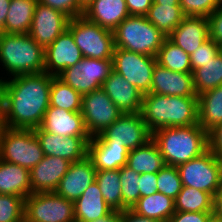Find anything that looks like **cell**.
Returning <instances> with one entry per match:
<instances>
[{
	"label": "cell",
	"mask_w": 222,
	"mask_h": 222,
	"mask_svg": "<svg viewBox=\"0 0 222 222\" xmlns=\"http://www.w3.org/2000/svg\"><path fill=\"white\" fill-rule=\"evenodd\" d=\"M54 76L48 73L0 79V125L11 129L39 128L50 106Z\"/></svg>",
	"instance_id": "1"
},
{
	"label": "cell",
	"mask_w": 222,
	"mask_h": 222,
	"mask_svg": "<svg viewBox=\"0 0 222 222\" xmlns=\"http://www.w3.org/2000/svg\"><path fill=\"white\" fill-rule=\"evenodd\" d=\"M149 131L198 124V97L143 95L140 111Z\"/></svg>",
	"instance_id": "2"
},
{
	"label": "cell",
	"mask_w": 222,
	"mask_h": 222,
	"mask_svg": "<svg viewBox=\"0 0 222 222\" xmlns=\"http://www.w3.org/2000/svg\"><path fill=\"white\" fill-rule=\"evenodd\" d=\"M167 166L177 167L208 150V132L199 124L187 127H164L152 133Z\"/></svg>",
	"instance_id": "3"
},
{
	"label": "cell",
	"mask_w": 222,
	"mask_h": 222,
	"mask_svg": "<svg viewBox=\"0 0 222 222\" xmlns=\"http://www.w3.org/2000/svg\"><path fill=\"white\" fill-rule=\"evenodd\" d=\"M0 62L11 75L39 74L44 72V48L29 34L0 32Z\"/></svg>",
	"instance_id": "4"
},
{
	"label": "cell",
	"mask_w": 222,
	"mask_h": 222,
	"mask_svg": "<svg viewBox=\"0 0 222 222\" xmlns=\"http://www.w3.org/2000/svg\"><path fill=\"white\" fill-rule=\"evenodd\" d=\"M115 47L156 57L167 38L146 16H128L114 30Z\"/></svg>",
	"instance_id": "5"
},
{
	"label": "cell",
	"mask_w": 222,
	"mask_h": 222,
	"mask_svg": "<svg viewBox=\"0 0 222 222\" xmlns=\"http://www.w3.org/2000/svg\"><path fill=\"white\" fill-rule=\"evenodd\" d=\"M44 157L34 129H11L0 125V159L29 171Z\"/></svg>",
	"instance_id": "6"
},
{
	"label": "cell",
	"mask_w": 222,
	"mask_h": 222,
	"mask_svg": "<svg viewBox=\"0 0 222 222\" xmlns=\"http://www.w3.org/2000/svg\"><path fill=\"white\" fill-rule=\"evenodd\" d=\"M67 29L83 57L112 59L115 49L113 31L89 21L84 15L70 19Z\"/></svg>",
	"instance_id": "7"
},
{
	"label": "cell",
	"mask_w": 222,
	"mask_h": 222,
	"mask_svg": "<svg viewBox=\"0 0 222 222\" xmlns=\"http://www.w3.org/2000/svg\"><path fill=\"white\" fill-rule=\"evenodd\" d=\"M24 218L29 222H76L74 202L55 192L31 193L25 198Z\"/></svg>",
	"instance_id": "8"
},
{
	"label": "cell",
	"mask_w": 222,
	"mask_h": 222,
	"mask_svg": "<svg viewBox=\"0 0 222 222\" xmlns=\"http://www.w3.org/2000/svg\"><path fill=\"white\" fill-rule=\"evenodd\" d=\"M112 70V59L83 57L57 77L83 96L101 88Z\"/></svg>",
	"instance_id": "9"
},
{
	"label": "cell",
	"mask_w": 222,
	"mask_h": 222,
	"mask_svg": "<svg viewBox=\"0 0 222 222\" xmlns=\"http://www.w3.org/2000/svg\"><path fill=\"white\" fill-rule=\"evenodd\" d=\"M156 57L126 51L115 47L112 56L113 71L122 75L143 95L150 93Z\"/></svg>",
	"instance_id": "10"
},
{
	"label": "cell",
	"mask_w": 222,
	"mask_h": 222,
	"mask_svg": "<svg viewBox=\"0 0 222 222\" xmlns=\"http://www.w3.org/2000/svg\"><path fill=\"white\" fill-rule=\"evenodd\" d=\"M177 169L183 186L193 187L214 196L221 185L217 156L209 149L180 164Z\"/></svg>",
	"instance_id": "11"
},
{
	"label": "cell",
	"mask_w": 222,
	"mask_h": 222,
	"mask_svg": "<svg viewBox=\"0 0 222 222\" xmlns=\"http://www.w3.org/2000/svg\"><path fill=\"white\" fill-rule=\"evenodd\" d=\"M81 114L88 134L93 137L103 132L124 113L99 88L82 96Z\"/></svg>",
	"instance_id": "12"
},
{
	"label": "cell",
	"mask_w": 222,
	"mask_h": 222,
	"mask_svg": "<svg viewBox=\"0 0 222 222\" xmlns=\"http://www.w3.org/2000/svg\"><path fill=\"white\" fill-rule=\"evenodd\" d=\"M99 136L107 144H117L129 151L145 145L152 139V133L144 122L141 113L122 114Z\"/></svg>",
	"instance_id": "13"
},
{
	"label": "cell",
	"mask_w": 222,
	"mask_h": 222,
	"mask_svg": "<svg viewBox=\"0 0 222 222\" xmlns=\"http://www.w3.org/2000/svg\"><path fill=\"white\" fill-rule=\"evenodd\" d=\"M70 19L63 12L38 2L28 34L45 49L68 28Z\"/></svg>",
	"instance_id": "14"
},
{
	"label": "cell",
	"mask_w": 222,
	"mask_h": 222,
	"mask_svg": "<svg viewBox=\"0 0 222 222\" xmlns=\"http://www.w3.org/2000/svg\"><path fill=\"white\" fill-rule=\"evenodd\" d=\"M34 132L40 142L44 156L61 157L70 162L80 161L87 156L88 142L91 137H63L46 132L40 127L35 128Z\"/></svg>",
	"instance_id": "15"
},
{
	"label": "cell",
	"mask_w": 222,
	"mask_h": 222,
	"mask_svg": "<svg viewBox=\"0 0 222 222\" xmlns=\"http://www.w3.org/2000/svg\"><path fill=\"white\" fill-rule=\"evenodd\" d=\"M44 72L57 77L66 68L77 64L83 55L66 29L45 49Z\"/></svg>",
	"instance_id": "16"
},
{
	"label": "cell",
	"mask_w": 222,
	"mask_h": 222,
	"mask_svg": "<svg viewBox=\"0 0 222 222\" xmlns=\"http://www.w3.org/2000/svg\"><path fill=\"white\" fill-rule=\"evenodd\" d=\"M96 173L97 170L88 156L80 161L71 162L68 171L54 192L75 202L85 189L96 181Z\"/></svg>",
	"instance_id": "17"
},
{
	"label": "cell",
	"mask_w": 222,
	"mask_h": 222,
	"mask_svg": "<svg viewBox=\"0 0 222 222\" xmlns=\"http://www.w3.org/2000/svg\"><path fill=\"white\" fill-rule=\"evenodd\" d=\"M150 93L166 96L197 97L192 72L181 73L155 64Z\"/></svg>",
	"instance_id": "18"
},
{
	"label": "cell",
	"mask_w": 222,
	"mask_h": 222,
	"mask_svg": "<svg viewBox=\"0 0 222 222\" xmlns=\"http://www.w3.org/2000/svg\"><path fill=\"white\" fill-rule=\"evenodd\" d=\"M122 113H139L143 94L122 75L111 71L101 87Z\"/></svg>",
	"instance_id": "19"
},
{
	"label": "cell",
	"mask_w": 222,
	"mask_h": 222,
	"mask_svg": "<svg viewBox=\"0 0 222 222\" xmlns=\"http://www.w3.org/2000/svg\"><path fill=\"white\" fill-rule=\"evenodd\" d=\"M71 162L61 157L44 156L30 170L31 193L54 192L68 171Z\"/></svg>",
	"instance_id": "20"
},
{
	"label": "cell",
	"mask_w": 222,
	"mask_h": 222,
	"mask_svg": "<svg viewBox=\"0 0 222 222\" xmlns=\"http://www.w3.org/2000/svg\"><path fill=\"white\" fill-rule=\"evenodd\" d=\"M167 38L191 55L209 39L208 19L203 16H185Z\"/></svg>",
	"instance_id": "21"
},
{
	"label": "cell",
	"mask_w": 222,
	"mask_h": 222,
	"mask_svg": "<svg viewBox=\"0 0 222 222\" xmlns=\"http://www.w3.org/2000/svg\"><path fill=\"white\" fill-rule=\"evenodd\" d=\"M40 128L63 137H90L85 128L81 112H70L52 106H49L46 110Z\"/></svg>",
	"instance_id": "22"
},
{
	"label": "cell",
	"mask_w": 222,
	"mask_h": 222,
	"mask_svg": "<svg viewBox=\"0 0 222 222\" xmlns=\"http://www.w3.org/2000/svg\"><path fill=\"white\" fill-rule=\"evenodd\" d=\"M129 150L117 144H107L99 135L88 142L87 156L99 170H115L127 165Z\"/></svg>",
	"instance_id": "23"
},
{
	"label": "cell",
	"mask_w": 222,
	"mask_h": 222,
	"mask_svg": "<svg viewBox=\"0 0 222 222\" xmlns=\"http://www.w3.org/2000/svg\"><path fill=\"white\" fill-rule=\"evenodd\" d=\"M89 21L113 31L130 16L125 0H94L83 14Z\"/></svg>",
	"instance_id": "24"
},
{
	"label": "cell",
	"mask_w": 222,
	"mask_h": 222,
	"mask_svg": "<svg viewBox=\"0 0 222 222\" xmlns=\"http://www.w3.org/2000/svg\"><path fill=\"white\" fill-rule=\"evenodd\" d=\"M112 210L104 200L96 181L87 187L74 202L76 222H92L99 217L108 215Z\"/></svg>",
	"instance_id": "25"
},
{
	"label": "cell",
	"mask_w": 222,
	"mask_h": 222,
	"mask_svg": "<svg viewBox=\"0 0 222 222\" xmlns=\"http://www.w3.org/2000/svg\"><path fill=\"white\" fill-rule=\"evenodd\" d=\"M145 16L167 37L185 17L180 0H153Z\"/></svg>",
	"instance_id": "26"
},
{
	"label": "cell",
	"mask_w": 222,
	"mask_h": 222,
	"mask_svg": "<svg viewBox=\"0 0 222 222\" xmlns=\"http://www.w3.org/2000/svg\"><path fill=\"white\" fill-rule=\"evenodd\" d=\"M0 194L28 197L31 194L30 171L0 159Z\"/></svg>",
	"instance_id": "27"
},
{
	"label": "cell",
	"mask_w": 222,
	"mask_h": 222,
	"mask_svg": "<svg viewBox=\"0 0 222 222\" xmlns=\"http://www.w3.org/2000/svg\"><path fill=\"white\" fill-rule=\"evenodd\" d=\"M127 166L138 174H150L157 173L166 163L158 146L151 139L145 145L129 151Z\"/></svg>",
	"instance_id": "28"
},
{
	"label": "cell",
	"mask_w": 222,
	"mask_h": 222,
	"mask_svg": "<svg viewBox=\"0 0 222 222\" xmlns=\"http://www.w3.org/2000/svg\"><path fill=\"white\" fill-rule=\"evenodd\" d=\"M198 97V124L205 131H210L222 123V85L207 90Z\"/></svg>",
	"instance_id": "29"
},
{
	"label": "cell",
	"mask_w": 222,
	"mask_h": 222,
	"mask_svg": "<svg viewBox=\"0 0 222 222\" xmlns=\"http://www.w3.org/2000/svg\"><path fill=\"white\" fill-rule=\"evenodd\" d=\"M38 0H11L2 33L28 34Z\"/></svg>",
	"instance_id": "30"
},
{
	"label": "cell",
	"mask_w": 222,
	"mask_h": 222,
	"mask_svg": "<svg viewBox=\"0 0 222 222\" xmlns=\"http://www.w3.org/2000/svg\"><path fill=\"white\" fill-rule=\"evenodd\" d=\"M131 209L141 216L167 222L175 213V203L171 197L156 192L149 196L140 197Z\"/></svg>",
	"instance_id": "31"
},
{
	"label": "cell",
	"mask_w": 222,
	"mask_h": 222,
	"mask_svg": "<svg viewBox=\"0 0 222 222\" xmlns=\"http://www.w3.org/2000/svg\"><path fill=\"white\" fill-rule=\"evenodd\" d=\"M194 89L197 96L222 85V52L204 66L192 71Z\"/></svg>",
	"instance_id": "32"
},
{
	"label": "cell",
	"mask_w": 222,
	"mask_h": 222,
	"mask_svg": "<svg viewBox=\"0 0 222 222\" xmlns=\"http://www.w3.org/2000/svg\"><path fill=\"white\" fill-rule=\"evenodd\" d=\"M174 203L177 212H212L213 196L196 188L183 186Z\"/></svg>",
	"instance_id": "33"
},
{
	"label": "cell",
	"mask_w": 222,
	"mask_h": 222,
	"mask_svg": "<svg viewBox=\"0 0 222 222\" xmlns=\"http://www.w3.org/2000/svg\"><path fill=\"white\" fill-rule=\"evenodd\" d=\"M157 63L174 72H192L190 55L168 38L163 42L156 56Z\"/></svg>",
	"instance_id": "34"
},
{
	"label": "cell",
	"mask_w": 222,
	"mask_h": 222,
	"mask_svg": "<svg viewBox=\"0 0 222 222\" xmlns=\"http://www.w3.org/2000/svg\"><path fill=\"white\" fill-rule=\"evenodd\" d=\"M96 182L106 203L113 210L123 211L119 169L97 171Z\"/></svg>",
	"instance_id": "35"
},
{
	"label": "cell",
	"mask_w": 222,
	"mask_h": 222,
	"mask_svg": "<svg viewBox=\"0 0 222 222\" xmlns=\"http://www.w3.org/2000/svg\"><path fill=\"white\" fill-rule=\"evenodd\" d=\"M50 106L70 112H81L82 95L58 77H53L50 88Z\"/></svg>",
	"instance_id": "36"
},
{
	"label": "cell",
	"mask_w": 222,
	"mask_h": 222,
	"mask_svg": "<svg viewBox=\"0 0 222 222\" xmlns=\"http://www.w3.org/2000/svg\"><path fill=\"white\" fill-rule=\"evenodd\" d=\"M120 185L123 200V210L131 209L138 201L140 196V174L124 165L119 169Z\"/></svg>",
	"instance_id": "37"
},
{
	"label": "cell",
	"mask_w": 222,
	"mask_h": 222,
	"mask_svg": "<svg viewBox=\"0 0 222 222\" xmlns=\"http://www.w3.org/2000/svg\"><path fill=\"white\" fill-rule=\"evenodd\" d=\"M25 198L0 194V222H20L24 219Z\"/></svg>",
	"instance_id": "38"
},
{
	"label": "cell",
	"mask_w": 222,
	"mask_h": 222,
	"mask_svg": "<svg viewBox=\"0 0 222 222\" xmlns=\"http://www.w3.org/2000/svg\"><path fill=\"white\" fill-rule=\"evenodd\" d=\"M182 187L183 185L177 167L166 165L157 172L158 192L175 200L182 190Z\"/></svg>",
	"instance_id": "39"
},
{
	"label": "cell",
	"mask_w": 222,
	"mask_h": 222,
	"mask_svg": "<svg viewBox=\"0 0 222 222\" xmlns=\"http://www.w3.org/2000/svg\"><path fill=\"white\" fill-rule=\"evenodd\" d=\"M221 5L220 0H180V6L185 16L208 18Z\"/></svg>",
	"instance_id": "40"
},
{
	"label": "cell",
	"mask_w": 222,
	"mask_h": 222,
	"mask_svg": "<svg viewBox=\"0 0 222 222\" xmlns=\"http://www.w3.org/2000/svg\"><path fill=\"white\" fill-rule=\"evenodd\" d=\"M221 51V46L213 39L206 40L198 49L190 55V64L192 71L204 66L205 63L212 60Z\"/></svg>",
	"instance_id": "41"
},
{
	"label": "cell",
	"mask_w": 222,
	"mask_h": 222,
	"mask_svg": "<svg viewBox=\"0 0 222 222\" xmlns=\"http://www.w3.org/2000/svg\"><path fill=\"white\" fill-rule=\"evenodd\" d=\"M38 2L63 12L71 19L84 14V10L78 5L77 0H38Z\"/></svg>",
	"instance_id": "42"
},
{
	"label": "cell",
	"mask_w": 222,
	"mask_h": 222,
	"mask_svg": "<svg viewBox=\"0 0 222 222\" xmlns=\"http://www.w3.org/2000/svg\"><path fill=\"white\" fill-rule=\"evenodd\" d=\"M209 38L220 46L222 45V5L217 8L208 18Z\"/></svg>",
	"instance_id": "43"
},
{
	"label": "cell",
	"mask_w": 222,
	"mask_h": 222,
	"mask_svg": "<svg viewBox=\"0 0 222 222\" xmlns=\"http://www.w3.org/2000/svg\"><path fill=\"white\" fill-rule=\"evenodd\" d=\"M212 212H177L167 222H207Z\"/></svg>",
	"instance_id": "44"
},
{
	"label": "cell",
	"mask_w": 222,
	"mask_h": 222,
	"mask_svg": "<svg viewBox=\"0 0 222 222\" xmlns=\"http://www.w3.org/2000/svg\"><path fill=\"white\" fill-rule=\"evenodd\" d=\"M208 149L217 157L222 156V123L208 131Z\"/></svg>",
	"instance_id": "45"
},
{
	"label": "cell",
	"mask_w": 222,
	"mask_h": 222,
	"mask_svg": "<svg viewBox=\"0 0 222 222\" xmlns=\"http://www.w3.org/2000/svg\"><path fill=\"white\" fill-rule=\"evenodd\" d=\"M140 196L145 197L158 192L157 173L140 174Z\"/></svg>",
	"instance_id": "46"
},
{
	"label": "cell",
	"mask_w": 222,
	"mask_h": 222,
	"mask_svg": "<svg viewBox=\"0 0 222 222\" xmlns=\"http://www.w3.org/2000/svg\"><path fill=\"white\" fill-rule=\"evenodd\" d=\"M130 15L145 16L153 0H125Z\"/></svg>",
	"instance_id": "47"
},
{
	"label": "cell",
	"mask_w": 222,
	"mask_h": 222,
	"mask_svg": "<svg viewBox=\"0 0 222 222\" xmlns=\"http://www.w3.org/2000/svg\"><path fill=\"white\" fill-rule=\"evenodd\" d=\"M120 222H160L159 220L141 216L132 209L121 211Z\"/></svg>",
	"instance_id": "48"
},
{
	"label": "cell",
	"mask_w": 222,
	"mask_h": 222,
	"mask_svg": "<svg viewBox=\"0 0 222 222\" xmlns=\"http://www.w3.org/2000/svg\"><path fill=\"white\" fill-rule=\"evenodd\" d=\"M212 214L222 219V183L213 196Z\"/></svg>",
	"instance_id": "49"
},
{
	"label": "cell",
	"mask_w": 222,
	"mask_h": 222,
	"mask_svg": "<svg viewBox=\"0 0 222 222\" xmlns=\"http://www.w3.org/2000/svg\"><path fill=\"white\" fill-rule=\"evenodd\" d=\"M11 0H0V32L5 28V20L8 15Z\"/></svg>",
	"instance_id": "50"
},
{
	"label": "cell",
	"mask_w": 222,
	"mask_h": 222,
	"mask_svg": "<svg viewBox=\"0 0 222 222\" xmlns=\"http://www.w3.org/2000/svg\"><path fill=\"white\" fill-rule=\"evenodd\" d=\"M121 211L112 210L108 215L97 218L92 222H120Z\"/></svg>",
	"instance_id": "51"
},
{
	"label": "cell",
	"mask_w": 222,
	"mask_h": 222,
	"mask_svg": "<svg viewBox=\"0 0 222 222\" xmlns=\"http://www.w3.org/2000/svg\"><path fill=\"white\" fill-rule=\"evenodd\" d=\"M94 0H77L78 5L85 10Z\"/></svg>",
	"instance_id": "52"
},
{
	"label": "cell",
	"mask_w": 222,
	"mask_h": 222,
	"mask_svg": "<svg viewBox=\"0 0 222 222\" xmlns=\"http://www.w3.org/2000/svg\"><path fill=\"white\" fill-rule=\"evenodd\" d=\"M217 162H218V165H219L220 181L222 183V156L217 157Z\"/></svg>",
	"instance_id": "53"
},
{
	"label": "cell",
	"mask_w": 222,
	"mask_h": 222,
	"mask_svg": "<svg viewBox=\"0 0 222 222\" xmlns=\"http://www.w3.org/2000/svg\"><path fill=\"white\" fill-rule=\"evenodd\" d=\"M207 222H222V219L216 217L215 215L211 214L207 220Z\"/></svg>",
	"instance_id": "54"
},
{
	"label": "cell",
	"mask_w": 222,
	"mask_h": 222,
	"mask_svg": "<svg viewBox=\"0 0 222 222\" xmlns=\"http://www.w3.org/2000/svg\"><path fill=\"white\" fill-rule=\"evenodd\" d=\"M20 222H29V221H27L25 218L22 220V221H20Z\"/></svg>",
	"instance_id": "55"
}]
</instances>
